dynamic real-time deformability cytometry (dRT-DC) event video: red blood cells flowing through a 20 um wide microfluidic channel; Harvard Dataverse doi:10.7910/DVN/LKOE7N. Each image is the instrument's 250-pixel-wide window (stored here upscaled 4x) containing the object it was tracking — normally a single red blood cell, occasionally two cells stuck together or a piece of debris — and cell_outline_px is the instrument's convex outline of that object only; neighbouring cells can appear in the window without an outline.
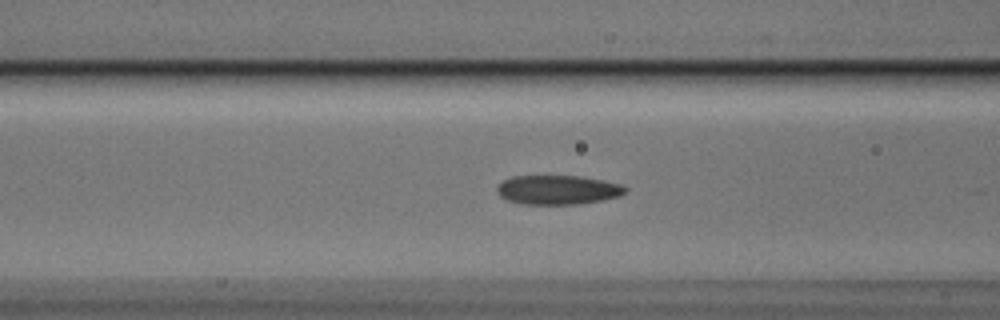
{"species": "Egyptian fruit bat (a non-hibernating species)", "species_latin": "Rousettus aegyptiacus", "temperature_condition": "cold", "stored_images_in_passage": 39, "camera_frame_rate_fps": 3000, "um_per_image_px": 0.085, "animal": {"sex": "male"}, "frame": {"image": 1, "passage_image": 6, "time_ms": 1.667, "image_size_px": [1000, 320], "cell_outline_px": [[628, 192], [620, 196], [604, 200], [576, 204], [520, 204], [508, 200], [500, 196], [496, 188], [504, 180], [512, 176], [580, 176], [604, 180], [620, 184], [628, 188]], "centroid_in_image_um": [47.46, 16.14], "position_along_channel_um": 119.1, "area_um2": 21.96}}
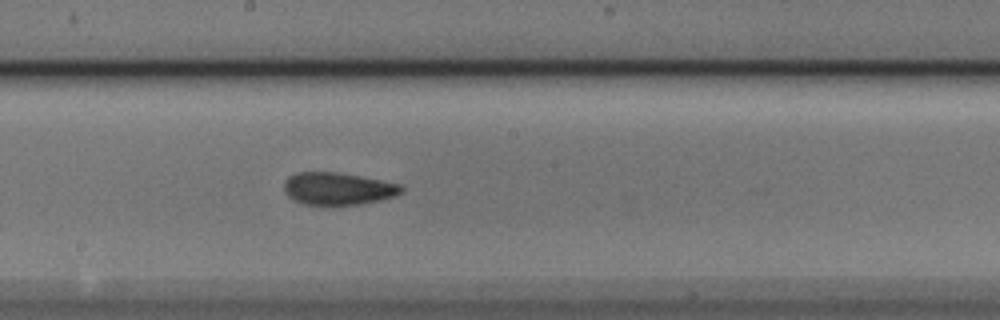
{"frame": {"image": 2, "passage_image": 14, "time_ms": 4.333, "image_size_px": [1000, 320], "cell_outline_px": [[404, 192], [396, 196], [380, 200], [360, 204], [332, 208], [324, 208], [304, 204], [288, 196], [284, 192], [284, 180], [288, 176], [296, 172], [336, 172], [360, 176], [400, 184], [404, 188]], "centroid_in_image_um": [28.7, 16.08], "position_along_channel_um": 219.5, "area_um2": 23.0}}
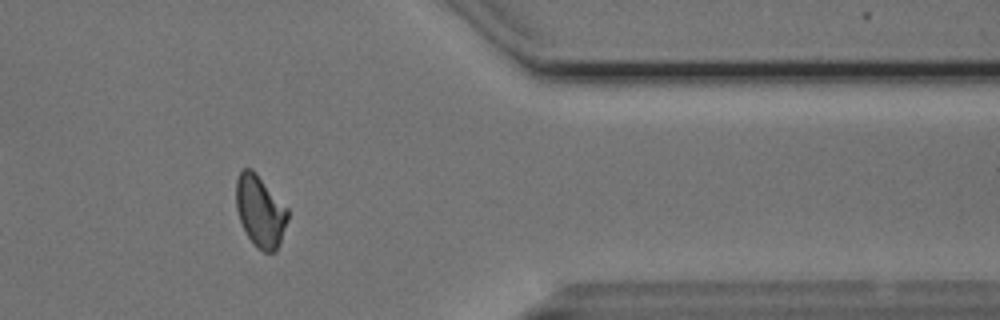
{"frame": {"image": 3, "passage_image": 29, "time_ms": 9.333, "image_size_px": [1000, 320], "cell_outline_px": [[288, 220], [280, 244], [276, 252], [264, 252], [256, 248], [252, 244], [240, 220], [236, 208], [236, 180], [240, 172], [244, 168], [252, 168], [256, 172], [288, 208]], "centroid_in_image_um": [22.13, 17.96], "position_along_channel_um": 389.3, "area_um2": 21.73}, "authors_computed_cell_mechanics": {"area_um2": 21.675, "velocity_mm_per_s": 3.7639, "shape_relaxation_time_tau1_ms": 4.597, "shape_relaxation_time_tau2_ms": 1.9794, "deformation_change_tau1": 0.118, "deformation_change_tau2": 0.0805}}